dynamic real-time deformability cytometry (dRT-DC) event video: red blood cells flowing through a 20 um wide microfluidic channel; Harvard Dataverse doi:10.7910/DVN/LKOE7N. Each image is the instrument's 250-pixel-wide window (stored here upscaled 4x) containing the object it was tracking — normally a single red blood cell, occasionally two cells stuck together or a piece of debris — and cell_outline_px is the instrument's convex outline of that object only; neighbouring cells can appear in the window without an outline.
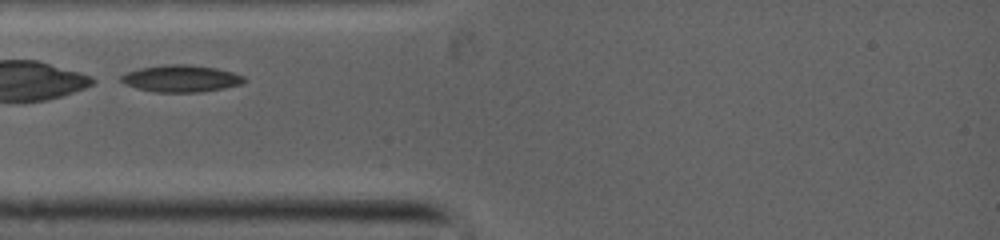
{"species": "common noctule bat (a hibernating species)", "species_latin": "Nyctalus noctula", "temperature_condition": "warm", "stored_images_in_passage": 17, "camera_frame_rate_fps": 5000, "um_per_image_px": 0.085, "animal": {"sex": "female", "body_mass_g": 19.0, "forearm_length_mm": 53.3}, "frame": {"image": 1, "passage_image": 1, "time_ms": 0.0, "image_size_px": [1000, 240], "cell_outline_px": [[248, 80], [240, 84], [224, 88], [200, 92], [152, 92], [136, 88], [120, 80], [120, 76], [128, 72], [140, 68], [164, 64], [188, 64], [216, 68], [232, 72], [244, 76]], "centroid_in_image_um": [15.41, 6.67], "position_along_channel_um": 69.6, "area_um2": 19.31}}
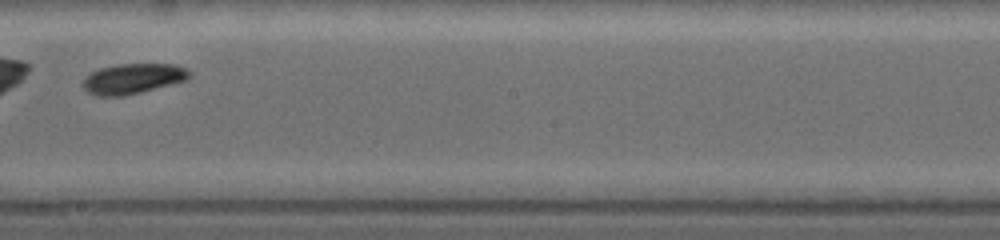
{"frame": {"image": 2, "passage_image": 7, "time_ms": 3.8, "image_size_px": [1000, 240], "cell_outline_px": [[192, 76], [184, 80], [172, 84], [124, 96], [96, 96], [88, 92], [80, 84], [92, 72], [100, 68], [116, 64], [176, 64], [188, 68], [192, 72]], "centroid_in_image_um": [11.32, 6.68], "position_along_channel_um": 236.9, "area_um2": 18.84}}
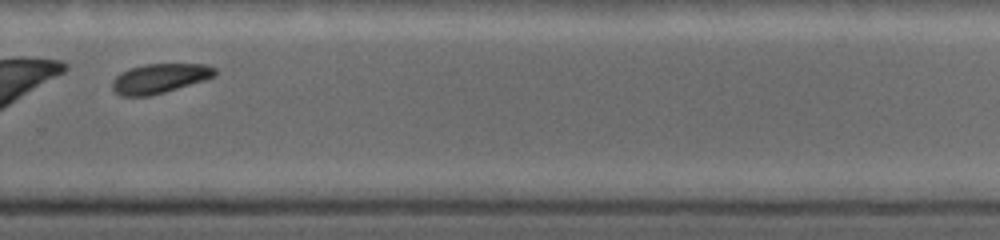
{"frame": {"image": 3, "passage_image": 12, "time_ms": 5.6, "image_size_px": [1000, 240], "cell_outline_px": [[216, 76], [204, 80], [164, 92], [148, 96], [120, 96], [112, 88], [112, 80], [120, 72], [144, 64], [208, 64], [216, 68]], "centroid_in_image_um": [13.57, 6.66], "position_along_channel_um": 316.2, "area_um2": 17.63}}